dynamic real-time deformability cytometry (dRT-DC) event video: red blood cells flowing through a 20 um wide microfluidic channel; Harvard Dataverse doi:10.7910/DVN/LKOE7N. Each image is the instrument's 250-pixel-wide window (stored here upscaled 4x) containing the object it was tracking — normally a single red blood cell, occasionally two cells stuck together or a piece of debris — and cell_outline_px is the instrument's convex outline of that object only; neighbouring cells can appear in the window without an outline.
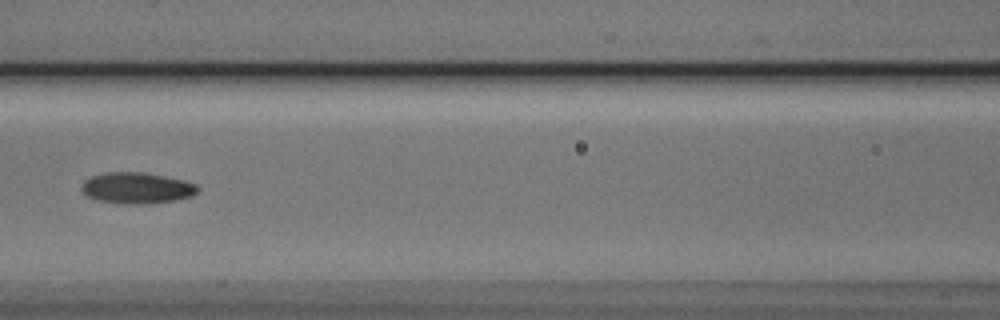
{"species": "Egyptian fruit bat (a non-hibernating species)", "species_latin": "Rousettus aegyptiacus", "temperature_condition": "cold", "stored_images_in_passage": 3, "camera_frame_rate_fps": 3000, "um_per_image_px": 0.085, "animal": {"sex": "male"}, "frame": {"image": 1, "passage_image": 3, "time_ms": 2.333, "image_size_px": [1000, 320], "cell_outline_px": [[200, 188], [192, 196], [176, 200], [148, 204], [124, 204], [96, 200], [88, 196], [80, 188], [80, 184], [84, 180], [92, 176], [104, 172], [144, 172], [184, 180], [196, 184]], "centroid_in_image_um": [11.62, 15.98], "position_along_channel_um": 155.0, "area_um2": 21.27}}